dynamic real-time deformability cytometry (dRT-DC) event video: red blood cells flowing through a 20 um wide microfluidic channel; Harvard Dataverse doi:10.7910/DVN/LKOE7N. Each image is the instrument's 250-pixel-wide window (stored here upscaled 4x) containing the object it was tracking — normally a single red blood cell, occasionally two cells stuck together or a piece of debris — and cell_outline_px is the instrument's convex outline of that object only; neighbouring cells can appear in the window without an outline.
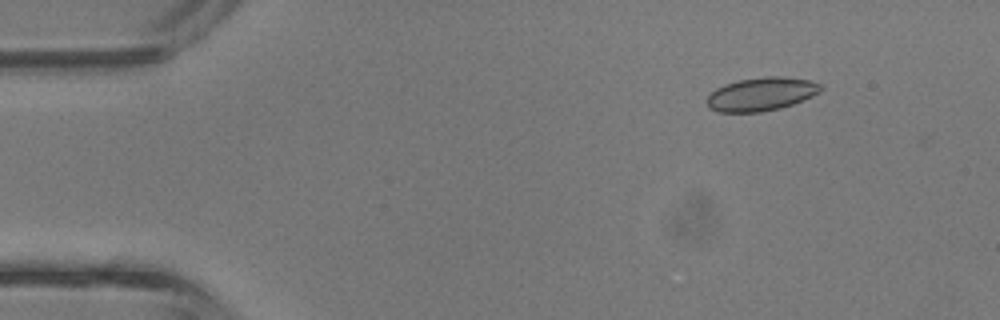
{"species": "common noctule bat (a hibernating species)", "species_latin": "Nyctalus noctula", "temperature_condition": "room temperature", "stored_images_in_passage": 4, "camera_frame_rate_fps": 3000, "um_per_image_px": 0.085, "animal": {"sex": "male", "body_mass_g": 13.3}, "frame": {"image": 1, "passage_image": 2, "time_ms": 0.333, "image_size_px": [1000, 320], "cell_outline_px": [[824, 88], [820, 92], [812, 96], [792, 104], [780, 108], [760, 112], [720, 112], [708, 108], [708, 96], [716, 88], [724, 84], [740, 80], [768, 76], [784, 76], [808, 80], [820, 84]], "centroid_in_image_um": [64.72, 7.99], "position_along_channel_um": 20.3, "area_um2": 22.02}}
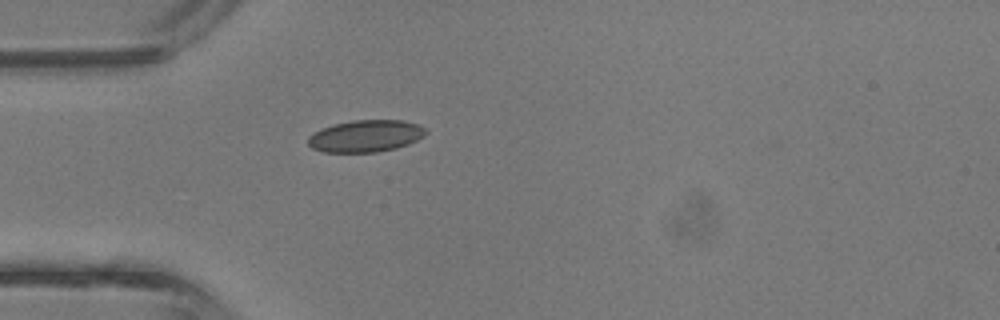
{"frame": {"image": 2, "passage_image": 4, "time_ms": 1.0, "image_size_px": [1000, 320], "cell_outline_px": [[428, 132], [424, 136], [408, 144], [396, 148], [376, 152], [324, 152], [312, 148], [308, 144], [308, 136], [320, 128], [332, 124], [352, 120], [404, 120], [416, 124], [424, 128]], "centroid_in_image_um": [31.06, 11.55], "position_along_channel_um": 53.9, "area_um2": 22.02}}